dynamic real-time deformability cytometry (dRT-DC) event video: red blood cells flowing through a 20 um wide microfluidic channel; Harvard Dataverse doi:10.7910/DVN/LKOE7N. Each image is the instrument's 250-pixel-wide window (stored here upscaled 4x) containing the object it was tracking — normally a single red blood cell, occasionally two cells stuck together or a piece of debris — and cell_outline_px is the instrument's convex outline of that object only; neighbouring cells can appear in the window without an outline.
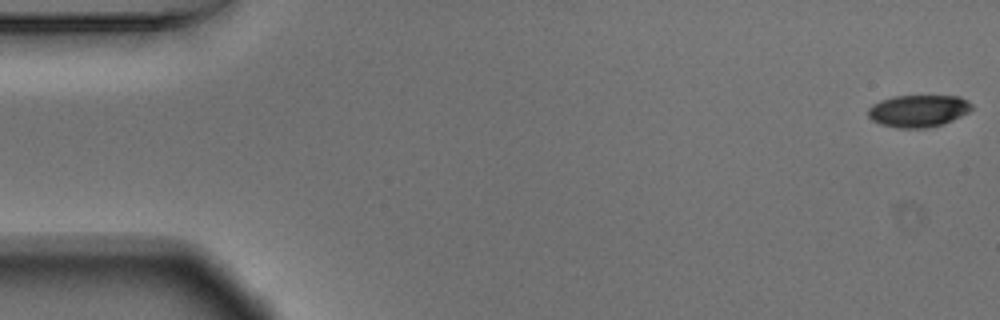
{"species": "Egyptian fruit bat (a non-hibernating species)", "species_latin": "Rousettus aegyptiacus", "temperature_condition": "warm", "stored_images_in_passage": 55, "camera_frame_rate_fps": 3000, "um_per_image_px": 0.085, "animal": {"sex": "male"}, "frame": {"image": 1, "passage_image": 1, "time_ms": 0.0, "image_size_px": [1000, 320], "cell_outline_px": [[972, 108], [968, 112], [944, 124], [928, 128], [900, 128], [880, 124], [872, 120], [868, 116], [868, 108], [872, 104], [880, 100], [892, 96], [960, 96], [968, 100], [972, 104]], "centroid_in_image_um": [78.05, 9.42], "position_along_channel_um": 7.0, "area_um2": 19.54}}
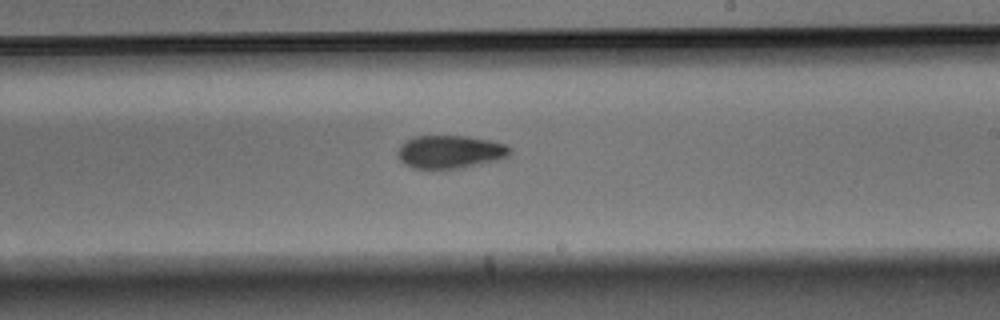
{"frame": {"image": 2, "passage_image": 32, "time_ms": 10.333, "image_size_px": [1000, 320], "cell_outline_px": [[512, 152], [508, 156], [496, 160], [460, 168], [412, 168], [404, 164], [400, 160], [396, 152], [400, 144], [412, 136], [464, 136], [488, 140], [504, 144], [512, 148]], "centroid_in_image_um": [38.21, 12.9], "position_along_channel_um": 250.8, "area_um2": 21.56}}
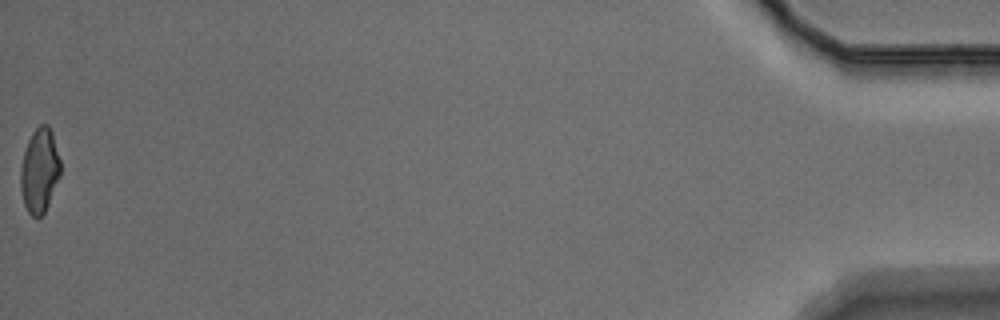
{"frame": {"image": 3, "passage_image": 55, "time_ms": 18.0, "image_size_px": [1000, 320], "cell_outline_px": [[60, 176], [48, 204], [44, 212], [36, 220], [28, 212], [24, 204], [20, 188], [20, 168], [24, 152], [28, 140], [32, 132], [40, 124], [48, 124], [52, 132], [60, 160]], "centroid_in_image_um": [3.35, 14.5], "position_along_channel_um": 431.9, "area_um2": 19.65}, "authors_computed_cell_mechanics": {"area_um2": 21.2126, "velocity_mm_per_s": 3.6851, "shape_relaxation_time_tau1_ms": 3.7977, "shape_relaxation_time_tau2_ms": 4.5454, "deformation_change_tau1": 0.1286, "deformation_change_tau2": 0.1027}}